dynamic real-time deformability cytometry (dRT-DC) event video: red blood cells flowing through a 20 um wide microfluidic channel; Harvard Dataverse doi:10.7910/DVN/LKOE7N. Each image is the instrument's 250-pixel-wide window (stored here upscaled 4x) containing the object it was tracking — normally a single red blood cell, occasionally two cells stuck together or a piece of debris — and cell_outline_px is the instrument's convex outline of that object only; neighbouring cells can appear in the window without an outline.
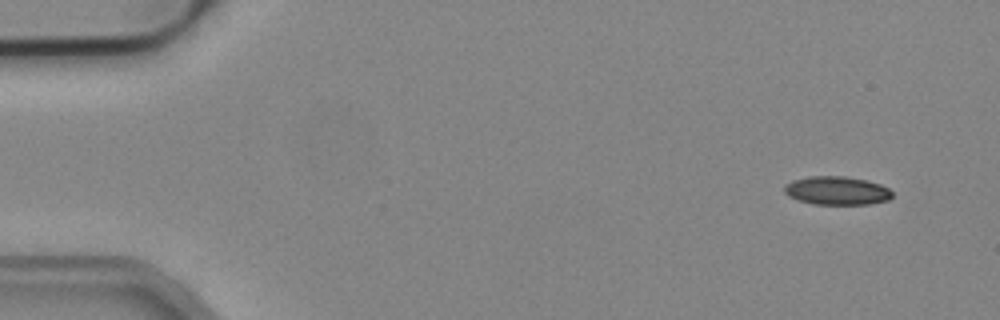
{"species": "common noctule bat (a hibernating species)", "species_latin": "Nyctalus noctula", "temperature_condition": "cold", "stored_images_in_passage": 13, "camera_frame_rate_fps": 3000, "um_per_image_px": 0.085, "animal": {"sex": "male", "body_mass_g": 19.2, "forearm_length_mm": 51.8}, "frame": {"image": 1, "passage_image": 1, "time_ms": 0.0, "image_size_px": [1000, 320], "cell_outline_px": [[892, 196], [888, 200], [868, 204], [812, 204], [788, 196], [784, 192], [784, 184], [792, 180], [808, 176], [844, 176], [868, 180], [880, 184], [888, 188], [892, 192]], "centroid_in_image_um": [71.11, 16.19], "position_along_channel_um": 13.9, "area_um2": 17.98}}